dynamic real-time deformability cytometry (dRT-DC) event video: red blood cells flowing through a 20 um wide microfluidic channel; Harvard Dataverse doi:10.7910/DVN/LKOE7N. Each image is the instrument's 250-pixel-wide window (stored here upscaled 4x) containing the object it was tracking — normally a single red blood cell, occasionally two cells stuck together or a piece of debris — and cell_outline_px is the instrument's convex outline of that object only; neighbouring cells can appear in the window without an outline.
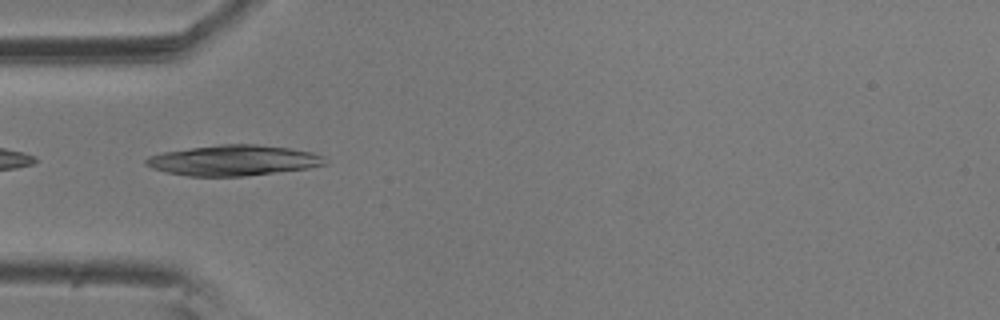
{"species": "common noctule bat (a hibernating species)", "species_latin": "Nyctalus noctula", "temperature_condition": "room temperature", "stored_images_in_passage": 10, "camera_frame_rate_fps": 3000, "um_per_image_px": 0.085, "animal": {"sex": "male", "body_mass_g": 20.5, "forearm_length_mm": 52.5}, "frame": {"image": 1, "passage_image": 5, "time_ms": 1.333, "image_size_px": [1000, 320], "cell_outline_px": [[328, 164], [308, 168], [244, 176], [188, 176], [168, 172], [152, 168], [144, 164], [144, 160], [148, 156], [164, 152], [220, 144], [256, 144], [292, 148], [312, 152], [324, 156]], "centroid_in_image_um": [19.87, 13.63], "position_along_channel_um": 65.1, "area_um2": 31.79}}
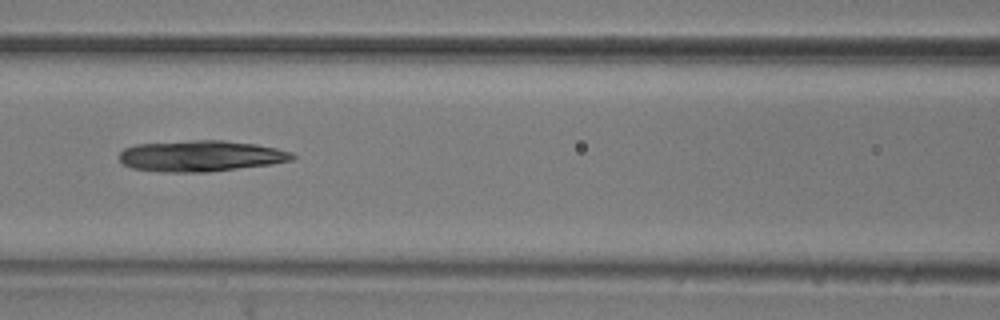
{"frame": {"image": 2, "passage_image": 7, "time_ms": 2.0, "image_size_px": [1000, 320], "cell_outline_px": [[296, 156], [292, 160], [272, 164], [208, 172], [164, 172], [132, 168], [124, 164], [120, 160], [120, 152], [124, 148], [136, 144], [192, 140], [224, 140], [256, 144], [276, 148], [292, 152]], "centroid_in_image_um": [17.08, 13.25], "position_along_channel_um": 149.5, "area_um2": 31.39}}
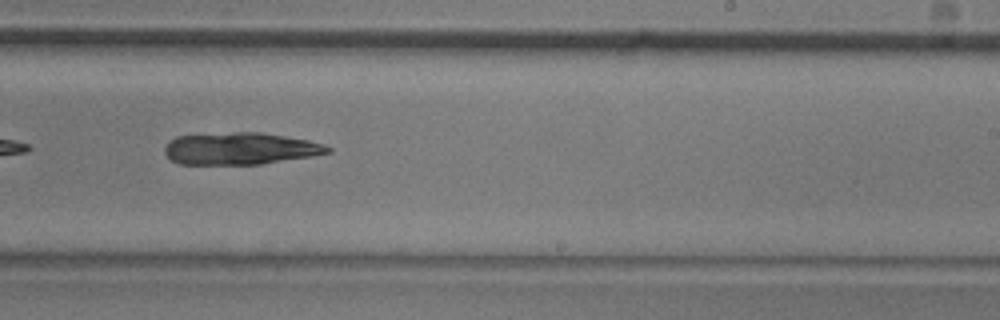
{"frame": {"image": 3, "passage_image": 10, "time_ms": 3.0, "image_size_px": [1000, 320], "cell_outline_px": [[332, 152], [312, 156], [260, 164], [180, 164], [172, 160], [164, 152], [164, 148], [168, 140], [176, 136], [236, 132], [260, 132], [308, 140], [324, 144], [332, 148]], "centroid_in_image_um": [20.42, 12.62], "position_along_channel_um": 268.6, "area_um2": 30.4}}